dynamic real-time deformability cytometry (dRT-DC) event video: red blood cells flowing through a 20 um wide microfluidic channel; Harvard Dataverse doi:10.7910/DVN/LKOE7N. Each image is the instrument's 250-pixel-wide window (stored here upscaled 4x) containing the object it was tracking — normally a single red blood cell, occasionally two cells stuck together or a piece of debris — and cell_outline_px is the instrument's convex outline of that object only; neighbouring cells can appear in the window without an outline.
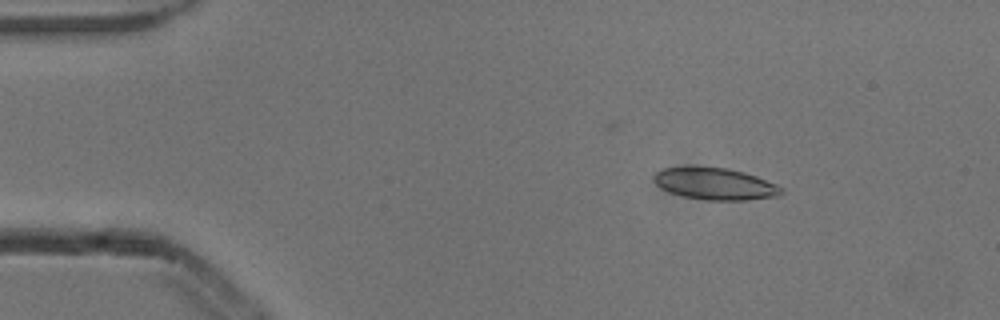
{"species": "common noctule bat (a hibernating species)", "species_latin": "Nyctalus noctula", "temperature_condition": "cold", "stored_images_in_passage": 5, "camera_frame_rate_fps": 3000, "um_per_image_px": 0.085, "animal": {"sex": "male", "body_mass_g": 13.3}, "frame": {"image": 1, "passage_image": 3, "time_ms": 0.667, "image_size_px": [1000, 320], "cell_outline_px": [[784, 192], [780, 196], [744, 200], [704, 200], [684, 196], [668, 192], [660, 188], [656, 184], [652, 176], [656, 172], [664, 168], [728, 168], [744, 172], [756, 176], [776, 184], [784, 188]], "centroid_in_image_um": [60.81, 15.65], "position_along_channel_um": 24.2, "area_um2": 23.47}}